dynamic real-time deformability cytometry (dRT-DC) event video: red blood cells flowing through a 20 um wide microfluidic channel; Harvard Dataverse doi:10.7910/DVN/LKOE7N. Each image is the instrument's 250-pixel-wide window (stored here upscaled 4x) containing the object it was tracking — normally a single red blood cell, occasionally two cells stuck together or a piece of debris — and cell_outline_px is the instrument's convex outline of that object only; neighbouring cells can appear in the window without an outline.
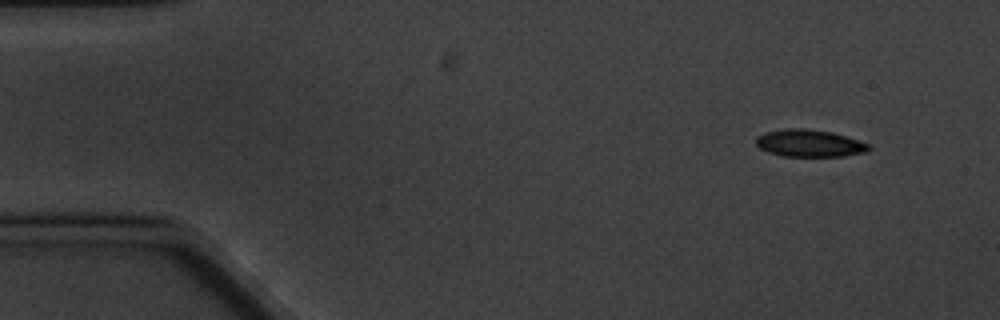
{"species": "common noctule bat (a hibernating species)", "species_latin": "Nyctalus noctula", "temperature_condition": "cold", "stored_images_in_passage": 4, "segment_of_instrument_passage": [2, 2], "camera_frame_rate_fps": 3000, "um_per_image_px": 0.085, "animal": {"sex": "male", "body_mass_g": 20.1, "forearm_length_mm": 53.5}, "frame": {"image": 1, "passage_image": 4, "time_ms": 4.333, "image_size_px": [1000, 320], "cell_outline_px": [[872, 148], [868, 152], [844, 156], [784, 156], [768, 152], [760, 148], [756, 144], [756, 136], [764, 132], [788, 128], [804, 128], [832, 132], [868, 144]], "centroid_in_image_um": [68.79, 12.18], "position_along_channel_um": 16.2, "area_um2": 17.86}}